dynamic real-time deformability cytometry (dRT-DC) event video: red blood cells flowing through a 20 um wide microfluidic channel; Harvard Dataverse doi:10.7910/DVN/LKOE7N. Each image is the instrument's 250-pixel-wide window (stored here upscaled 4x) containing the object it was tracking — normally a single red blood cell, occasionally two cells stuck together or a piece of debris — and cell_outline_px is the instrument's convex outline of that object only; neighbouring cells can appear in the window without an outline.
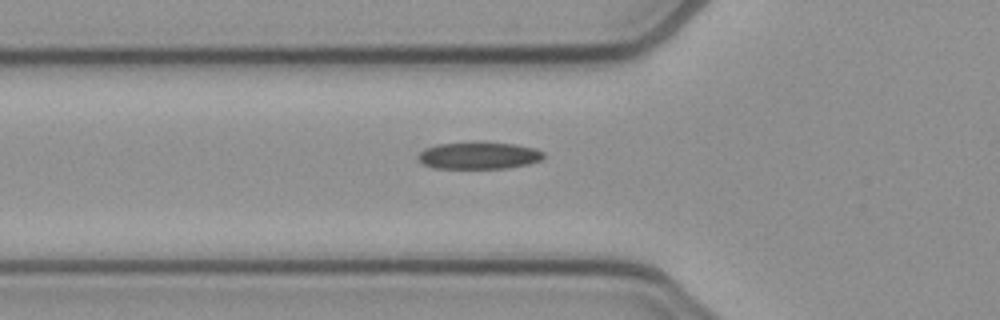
{"species": "common noctule bat (a hibernating species)", "species_latin": "Nyctalus noctula", "temperature_condition": "cold", "stored_images_in_passage": 35, "camera_frame_rate_fps": 3000, "um_per_image_px": 0.085, "animal": {"sex": "female", "body_mass_g": 21.9}, "frame": {"image": 1, "passage_image": 4, "time_ms": 1.0, "image_size_px": [1000, 320], "cell_outline_px": [[544, 160], [528, 164], [508, 168], [436, 168], [424, 164], [416, 156], [424, 148], [436, 144], [472, 140], [476, 140], [516, 144], [536, 148], [544, 152]], "centroid_in_image_um": [40.72, 13.18], "position_along_channel_um": 85.1, "area_um2": 20.52}}
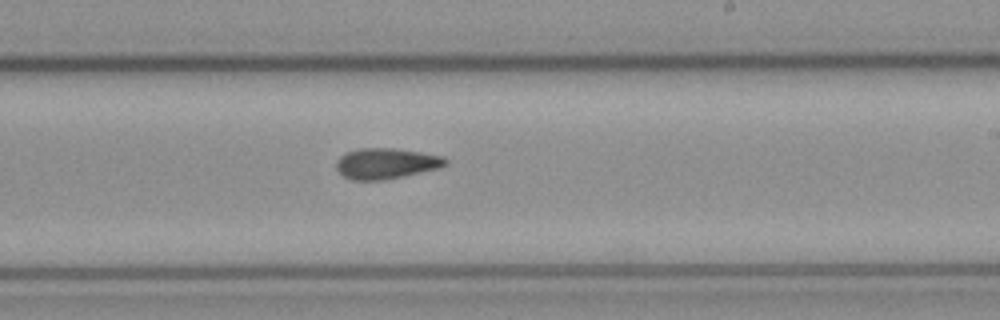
{"frame": {"image": 2, "passage_image": 17, "time_ms": 5.333, "image_size_px": [1000, 320], "cell_outline_px": [[448, 164], [440, 168], [404, 176], [384, 180], [352, 180], [344, 176], [336, 168], [336, 160], [344, 152], [360, 148], [396, 148], [444, 156], [448, 160]], "centroid_in_image_um": [32.83, 13.89], "position_along_channel_um": 256.2, "area_um2": 19.77}}
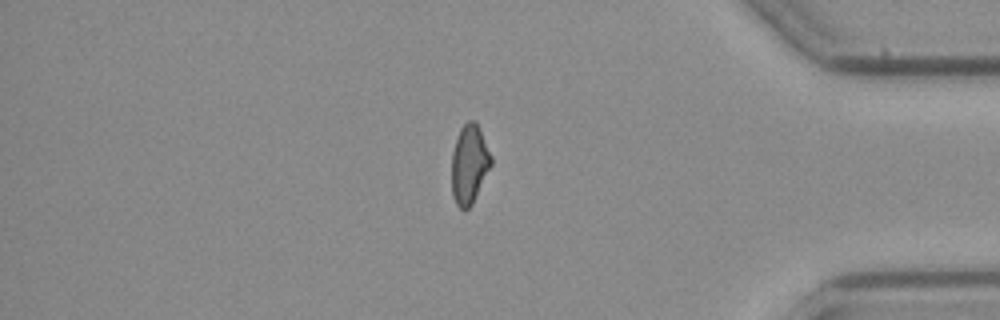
{"frame": {"image": 3, "passage_image": 30, "time_ms": 9.667, "image_size_px": [1000, 320], "cell_outline_px": [[492, 164], [472, 204], [464, 212], [456, 204], [452, 196], [452, 152], [460, 128], [468, 120], [476, 120], [492, 156]], "centroid_in_image_um": [39.89, 13.96], "position_along_channel_um": 395.3, "area_um2": 18.26}}